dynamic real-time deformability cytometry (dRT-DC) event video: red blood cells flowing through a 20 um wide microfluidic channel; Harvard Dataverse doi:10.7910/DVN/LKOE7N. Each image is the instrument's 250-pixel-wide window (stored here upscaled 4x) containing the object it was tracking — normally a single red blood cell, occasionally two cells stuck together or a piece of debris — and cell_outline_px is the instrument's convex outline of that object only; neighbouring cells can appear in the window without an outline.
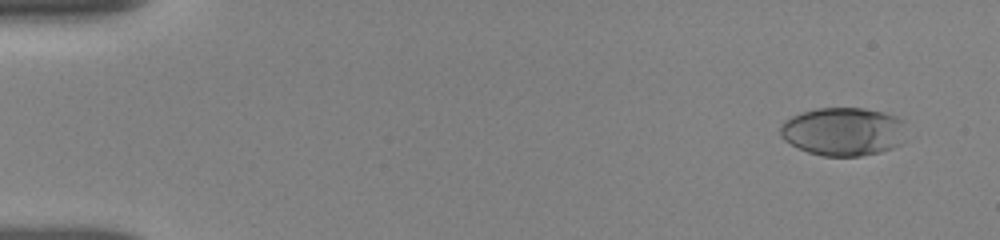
{"species": "human", "species_latin": "Homo sapiens", "temperature_condition": "room temperature", "stored_images_in_passage": 16, "camera_frame_rate_fps": 3000, "um_per_image_px": 0.085, "donor": {"sex": "female"}, "frame": {"image": 1, "passage_image": 4, "time_ms": 1.0, "image_size_px": [1000, 240], "cell_outline_px": [[904, 120], [900, 144], [892, 148], [880, 152], [860, 156], [824, 156], [808, 152], [784, 140], [780, 136], [780, 124], [784, 120], [800, 112], [816, 108], [864, 108], [884, 112], [896, 116]], "centroid_in_image_um": [71.64, 11.17], "position_along_channel_um": 13.4, "area_um2": 35.49}}
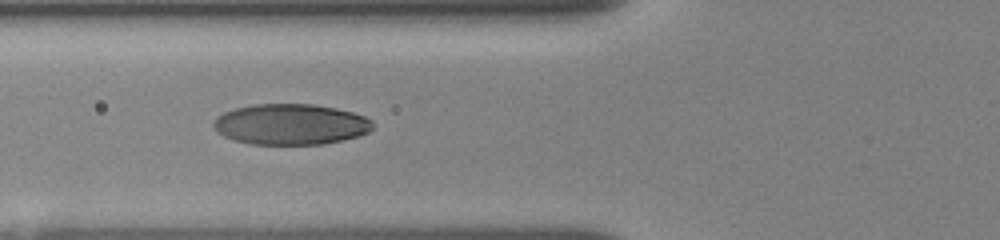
{"frame": {"image": 2, "passage_image": 13, "time_ms": 6.667, "image_size_px": [1000, 240], "cell_outline_px": [[372, 128], [368, 132], [360, 136], [324, 144], [248, 144], [224, 136], [216, 132], [212, 128], [212, 124], [216, 116], [224, 112], [236, 108], [252, 104], [312, 104], [336, 108], [352, 112], [364, 116], [372, 120]], "centroid_in_image_um": [24.68, 10.56], "position_along_channel_um": 101.1, "area_um2": 38.03}}
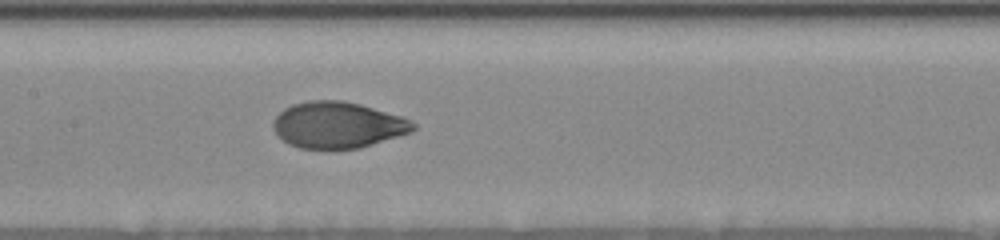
{"frame": {"image": 3, "passage_image": 16, "time_ms": 8.667, "image_size_px": [1000, 240], "cell_outline_px": [[416, 128], [412, 132], [360, 148], [300, 148], [288, 144], [272, 128], [272, 124], [276, 116], [284, 108], [292, 104], [308, 100], [340, 100], [360, 104], [400, 116], [412, 120], [416, 124]], "centroid_in_image_um": [28.71, 10.61], "position_along_channel_um": 178.7, "area_um2": 37.63}}